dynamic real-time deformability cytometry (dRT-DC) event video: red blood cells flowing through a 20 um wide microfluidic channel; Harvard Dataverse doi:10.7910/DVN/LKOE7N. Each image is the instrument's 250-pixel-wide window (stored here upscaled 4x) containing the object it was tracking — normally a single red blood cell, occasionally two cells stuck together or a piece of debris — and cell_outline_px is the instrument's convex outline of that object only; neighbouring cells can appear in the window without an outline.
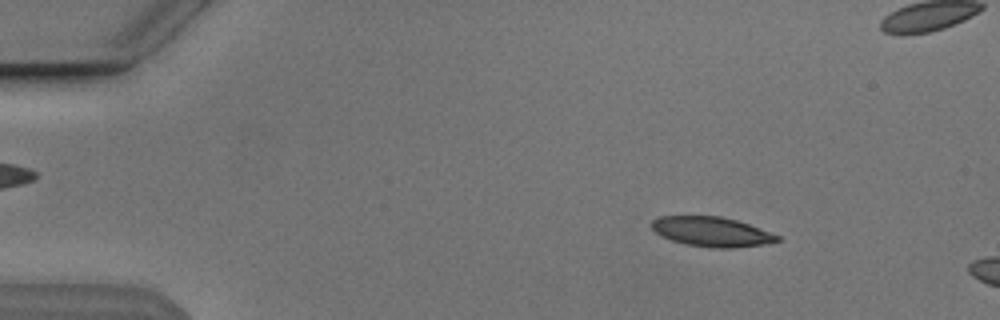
{"species": "Egyptian fruit bat (a non-hibernating species)", "species_latin": "Rousettus aegyptiacus", "temperature_condition": "cold", "stored_images_in_passage": 9, "camera_frame_rate_fps": 3000, "um_per_image_px": 0.085, "animal": {"sex": "male"}, "frame": {"image": 1, "passage_image": 4, "time_ms": 1.0, "image_size_px": [1000, 320], "cell_outline_px": [[780, 240], [764, 244], [732, 248], [712, 248], [684, 244], [660, 236], [652, 228], [652, 220], [660, 216], [720, 216], [736, 220], [748, 224], [780, 236]], "centroid_in_image_um": [60.46, 19.7], "position_along_channel_um": 24.5, "area_um2": 21.62}}